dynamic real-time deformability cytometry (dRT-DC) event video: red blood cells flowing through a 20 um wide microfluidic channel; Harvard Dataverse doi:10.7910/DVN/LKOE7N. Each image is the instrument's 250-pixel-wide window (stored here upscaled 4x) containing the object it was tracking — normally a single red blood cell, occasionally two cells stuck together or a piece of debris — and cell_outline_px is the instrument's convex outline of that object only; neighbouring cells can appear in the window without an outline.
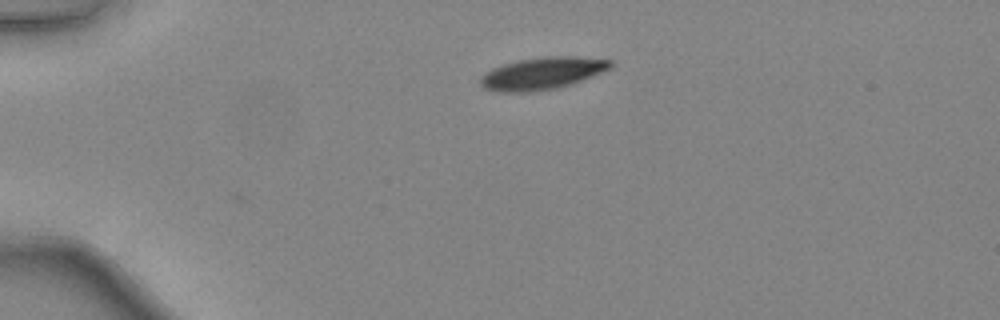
{"species": "common noctule bat (a hibernating species)", "species_latin": "Nyctalus noctula", "temperature_condition": "warm", "stored_images_in_passage": 2, "camera_frame_rate_fps": 3000, "um_per_image_px": 0.085, "animal": {"sex": "female", "body_mass_g": 24.6, "forearm_length_mm": 56.2}, "frame": {"image": 1, "passage_image": 2, "time_ms": 0.333, "image_size_px": [1000, 320], "cell_outline_px": [[612, 68], [572, 84], [556, 88], [532, 92], [496, 92], [484, 88], [480, 84], [480, 80], [492, 68], [504, 64], [520, 60], [544, 56], [572, 56], [612, 60]], "centroid_in_image_um": [46.12, 6.24], "position_along_channel_um": 38.9, "area_um2": 24.28}}